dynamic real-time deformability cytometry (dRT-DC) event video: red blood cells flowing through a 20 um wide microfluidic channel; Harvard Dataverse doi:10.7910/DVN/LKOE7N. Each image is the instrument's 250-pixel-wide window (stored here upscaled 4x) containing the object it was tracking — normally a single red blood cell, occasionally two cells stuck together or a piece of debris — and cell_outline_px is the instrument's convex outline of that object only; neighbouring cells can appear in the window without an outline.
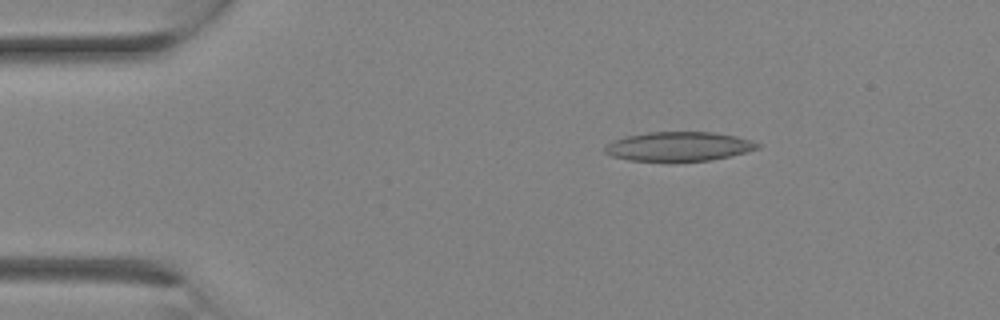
{"species": "Egyptian fruit bat (a non-hibernating species)", "species_latin": "Rousettus aegyptiacus", "temperature_condition": "room temperature", "stored_images_in_passage": 6, "camera_frame_rate_fps": 3000, "um_per_image_px": 0.085, "animal": {"sex": "female"}, "frame": {"image": 1, "passage_image": 1, "time_ms": 0.0, "image_size_px": [1000, 320], "cell_outline_px": [[760, 148], [712, 160], [628, 160], [612, 156], [604, 152], [604, 148], [608, 144], [624, 136], [648, 132], [712, 132], [736, 136], [760, 144]], "centroid_in_image_um": [57.68, 12.43], "position_along_channel_um": 27.3, "area_um2": 25.49}}
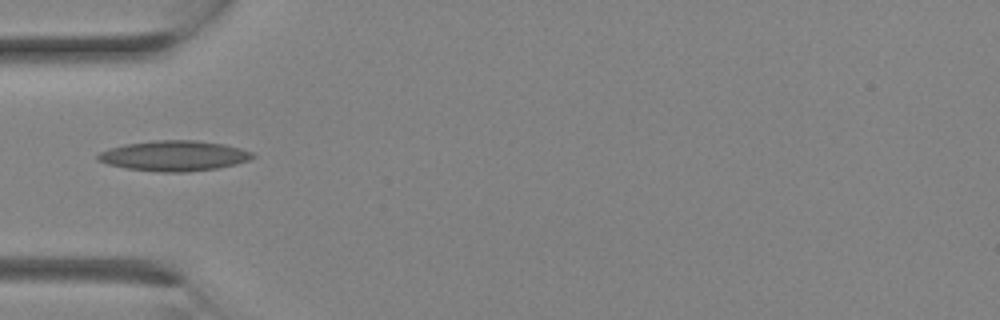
{"frame": {"image": 2, "passage_image": 5, "time_ms": 1.333, "image_size_px": [1000, 320], "cell_outline_px": [[256, 156], [248, 160], [236, 164], [216, 168], [188, 172], [160, 172], [128, 168], [108, 164], [96, 160], [96, 156], [100, 152], [108, 148], [124, 144], [152, 140], [196, 140], [224, 144], [240, 148], [252, 152]], "centroid_in_image_um": [14.78, 13.23], "position_along_channel_um": 70.2, "area_um2": 27.4}}